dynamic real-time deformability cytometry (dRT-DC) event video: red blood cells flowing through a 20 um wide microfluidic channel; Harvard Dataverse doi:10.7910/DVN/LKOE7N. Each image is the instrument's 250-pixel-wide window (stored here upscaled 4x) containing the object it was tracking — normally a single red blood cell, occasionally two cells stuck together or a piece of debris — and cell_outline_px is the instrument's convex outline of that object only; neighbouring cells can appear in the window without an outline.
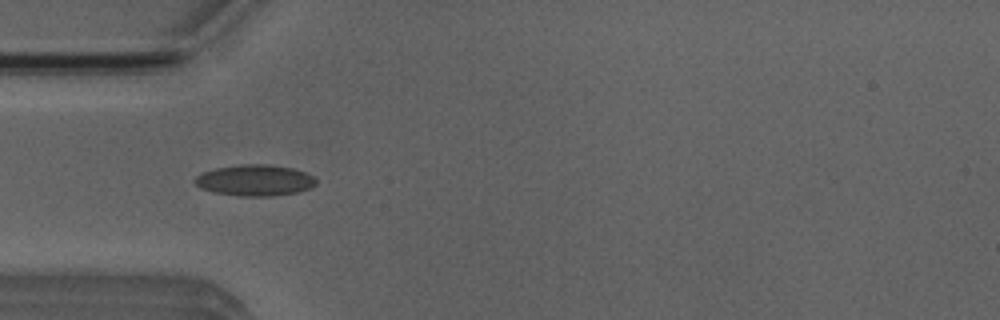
{"species": "Egyptian fruit bat (a non-hibernating species)", "species_latin": "Rousettus aegyptiacus", "temperature_condition": "room temperature", "stored_images_in_passage": 3, "camera_frame_rate_fps": 3000, "um_per_image_px": 0.085, "animal": {"sex": "male"}, "frame": {"image": 1, "passage_image": 1, "time_ms": 0.0, "image_size_px": [1000, 320], "cell_outline_px": [[316, 184], [312, 188], [300, 192], [272, 196], [240, 196], [212, 192], [200, 188], [192, 180], [196, 176], [204, 172], [216, 168], [240, 164], [272, 164], [292, 168], [304, 172], [312, 176], [316, 180]], "centroid_in_image_um": [21.67, 15.33], "position_along_channel_um": 63.3, "area_um2": 22.2}}